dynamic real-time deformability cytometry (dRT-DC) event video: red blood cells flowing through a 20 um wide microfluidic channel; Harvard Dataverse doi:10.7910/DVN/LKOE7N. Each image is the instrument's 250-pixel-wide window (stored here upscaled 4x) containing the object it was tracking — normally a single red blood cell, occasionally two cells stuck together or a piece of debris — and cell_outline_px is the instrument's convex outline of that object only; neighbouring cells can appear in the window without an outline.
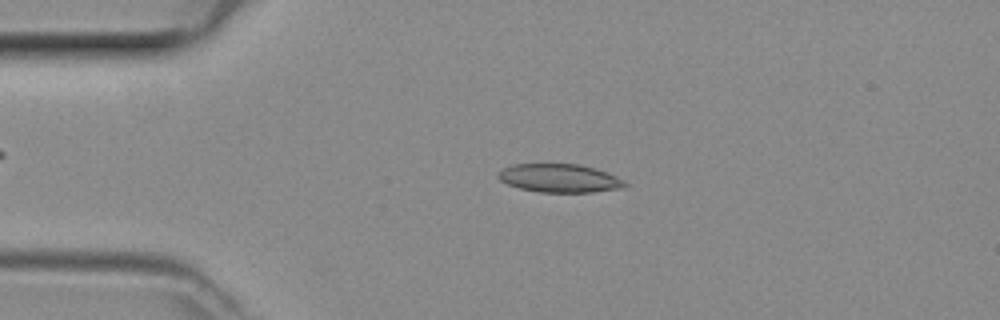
{"species": "common noctule bat (a hibernating species)", "species_latin": "Nyctalus noctula", "temperature_condition": "room temperature", "stored_images_in_passage": 47, "camera_frame_rate_fps": 3000, "um_per_image_px": 0.085, "animal": {"sex": "female", "body_mass_g": 29.2, "forearm_length_mm": 56.3}, "frame": {"image": 1, "passage_image": 10, "time_ms": 3.0, "image_size_px": [1000, 320], "cell_outline_px": [[628, 188], [592, 192], [540, 192], [520, 188], [508, 184], [500, 180], [496, 176], [504, 168], [512, 164], [580, 164], [596, 168], [616, 176], [624, 180], [628, 184]], "centroid_in_image_um": [47.62, 15.15], "position_along_channel_um": 37.4, "area_um2": 21.1}}
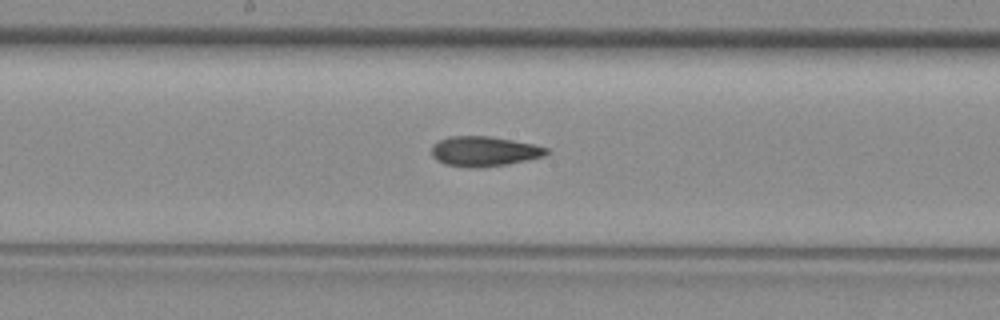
{"frame": {"image": 2, "passage_image": 24, "time_ms": 7.667, "image_size_px": [1000, 320], "cell_outline_px": [[548, 152], [544, 156], [528, 160], [508, 164], [480, 168], [468, 168], [444, 164], [436, 160], [432, 156], [432, 144], [448, 136], [488, 136], [512, 140], [532, 144], [548, 148]], "centroid_in_image_um": [41.12, 12.87], "position_along_channel_um": 207.1, "area_um2": 20.17}}
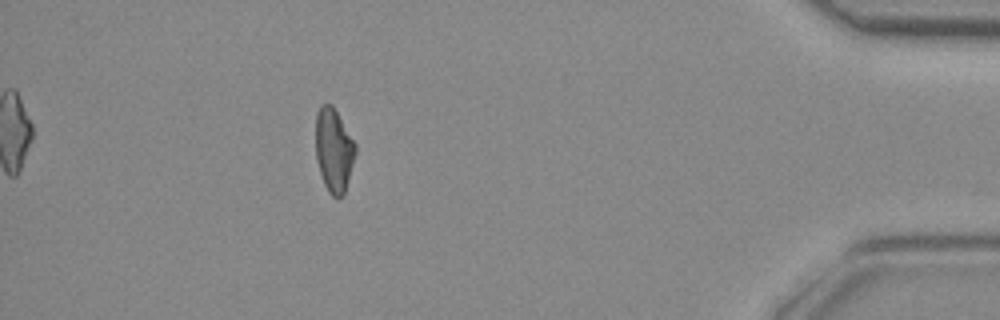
{"frame": {"image": 3, "passage_image": 42, "time_ms": 13.667, "image_size_px": [1000, 320], "cell_outline_px": [[356, 152], [344, 196], [332, 196], [328, 192], [324, 184], [316, 160], [316, 112], [320, 104], [332, 104], [356, 144]], "centroid_in_image_um": [28.37, 12.75], "position_along_channel_um": 406.8, "area_um2": 19.42}}